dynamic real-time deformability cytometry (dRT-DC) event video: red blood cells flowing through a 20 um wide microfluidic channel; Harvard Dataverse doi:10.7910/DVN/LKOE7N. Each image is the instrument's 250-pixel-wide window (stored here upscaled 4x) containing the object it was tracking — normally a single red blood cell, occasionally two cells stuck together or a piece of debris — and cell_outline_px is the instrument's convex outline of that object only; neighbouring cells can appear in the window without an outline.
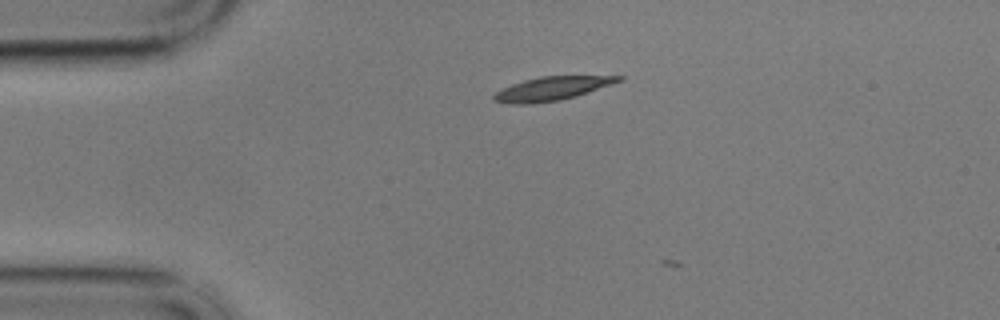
{"species": "common noctule bat (a hibernating species)", "species_latin": "Nyctalus noctula", "temperature_condition": "cold", "stored_images_in_passage": 3, "camera_frame_rate_fps": 3000, "um_per_image_px": 0.085, "animal": {"sex": "male", "body_mass_g": 17.9}, "frame": {"image": 1, "passage_image": 2, "time_ms": 0.333, "image_size_px": [1000, 320], "cell_outline_px": [[624, 80], [576, 96], [560, 100], [532, 104], [512, 104], [492, 100], [492, 96], [496, 92], [512, 84], [524, 80], [540, 76], [624, 76]], "centroid_in_image_um": [46.91, 7.53], "position_along_channel_um": 38.1, "area_um2": 17.11}}